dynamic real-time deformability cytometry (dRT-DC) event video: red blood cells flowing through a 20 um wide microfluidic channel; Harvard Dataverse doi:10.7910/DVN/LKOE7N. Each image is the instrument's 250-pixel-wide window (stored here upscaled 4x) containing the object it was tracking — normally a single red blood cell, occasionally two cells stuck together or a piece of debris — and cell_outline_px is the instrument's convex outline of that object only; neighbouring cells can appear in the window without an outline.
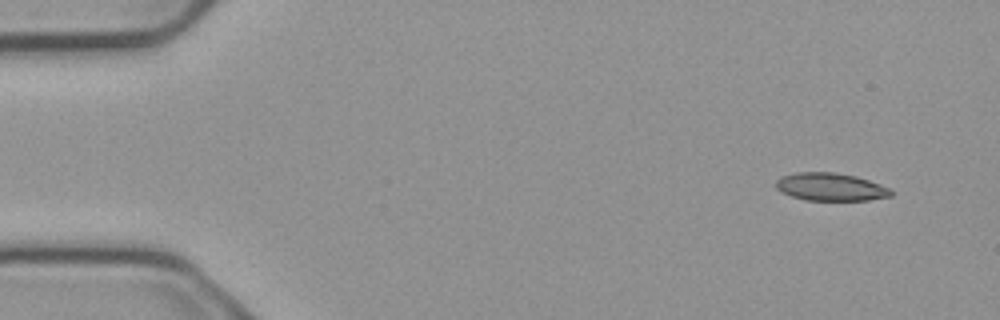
{"species": "common noctule bat (a hibernating species)", "species_latin": "Nyctalus noctula", "temperature_condition": "cold", "stored_images_in_passage": 4, "camera_frame_rate_fps": 3000, "um_per_image_px": 0.085, "animal": {"sex": "male", "body_mass_g": 23.1, "forearm_length_mm": 52.7}, "frame": {"image": 1, "passage_image": 1, "time_ms": 0.0, "image_size_px": [1000, 320], "cell_outline_px": [[892, 196], [868, 200], [804, 200], [792, 196], [776, 188], [776, 180], [780, 176], [796, 172], [836, 172], [856, 176], [880, 184], [888, 188], [892, 192]], "centroid_in_image_um": [70.59, 15.88], "position_along_channel_um": 14.4, "area_um2": 18.61}}
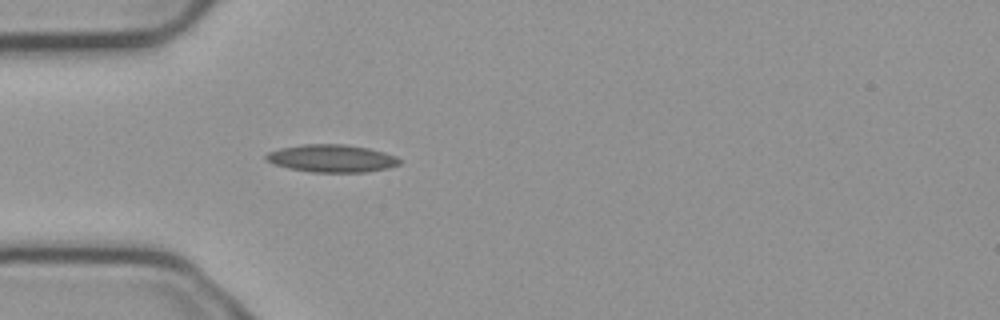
{"frame": {"image": 2, "passage_image": 4, "time_ms": 1.0, "image_size_px": [1000, 320], "cell_outline_px": [[400, 164], [388, 168], [368, 172], [312, 172], [288, 168], [272, 164], [264, 160], [264, 156], [268, 152], [280, 148], [304, 144], [344, 144], [368, 148], [384, 152], [396, 156], [400, 160]], "centroid_in_image_um": [28.17, 13.46], "position_along_channel_um": 56.8, "area_um2": 21.62}}